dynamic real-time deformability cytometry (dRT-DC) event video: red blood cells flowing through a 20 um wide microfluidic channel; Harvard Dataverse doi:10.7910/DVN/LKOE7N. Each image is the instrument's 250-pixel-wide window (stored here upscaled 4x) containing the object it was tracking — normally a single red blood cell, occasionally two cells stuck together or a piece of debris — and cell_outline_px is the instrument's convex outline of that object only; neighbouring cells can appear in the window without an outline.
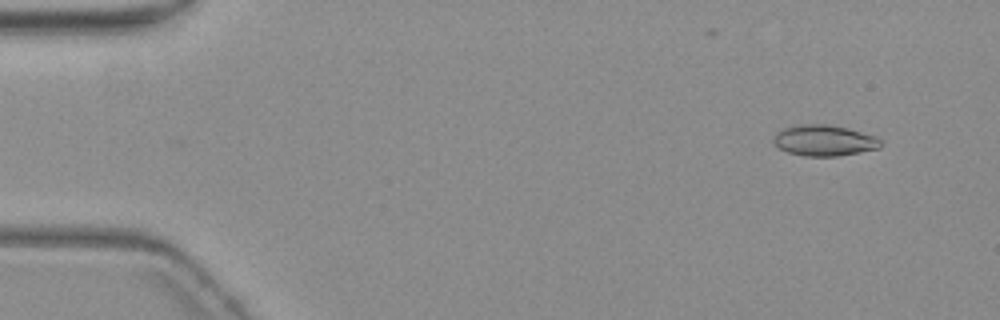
{"species": "common noctule bat (a hibernating species)", "species_latin": "Nyctalus noctula", "temperature_condition": "warm", "stored_images_in_passage": 5, "camera_frame_rate_fps": 3000, "um_per_image_px": 0.085, "animal": {"sex": "female", "body_mass_g": 19.3, "forearm_length_mm": 54.1}, "frame": {"image": 1, "passage_image": 2, "time_ms": 1.333, "image_size_px": [1000, 320], "cell_outline_px": [[884, 144], [880, 148], [860, 152], [836, 156], [804, 156], [788, 152], [780, 148], [772, 140], [772, 136], [780, 128], [796, 124], [828, 124], [848, 128], [876, 136]], "centroid_in_image_um": [70.04, 11.92], "position_along_channel_um": 15.0, "area_um2": 19.59}}
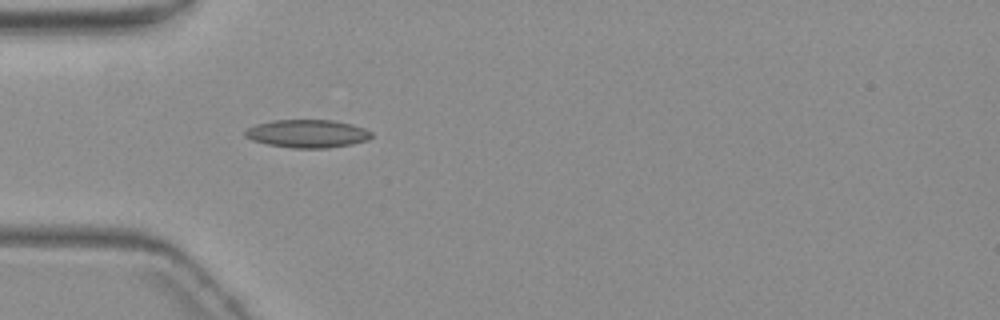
{"frame": {"image": 2, "passage_image": 5, "time_ms": 5.667, "image_size_px": [1000, 320], "cell_outline_px": [[372, 136], [368, 140], [352, 144], [328, 148], [292, 148], [268, 144], [252, 140], [244, 136], [244, 132], [248, 128], [256, 124], [272, 120], [332, 120], [352, 124], [364, 128], [372, 132]], "centroid_in_image_um": [26.14, 11.36], "position_along_channel_um": 58.9, "area_um2": 20.69}}